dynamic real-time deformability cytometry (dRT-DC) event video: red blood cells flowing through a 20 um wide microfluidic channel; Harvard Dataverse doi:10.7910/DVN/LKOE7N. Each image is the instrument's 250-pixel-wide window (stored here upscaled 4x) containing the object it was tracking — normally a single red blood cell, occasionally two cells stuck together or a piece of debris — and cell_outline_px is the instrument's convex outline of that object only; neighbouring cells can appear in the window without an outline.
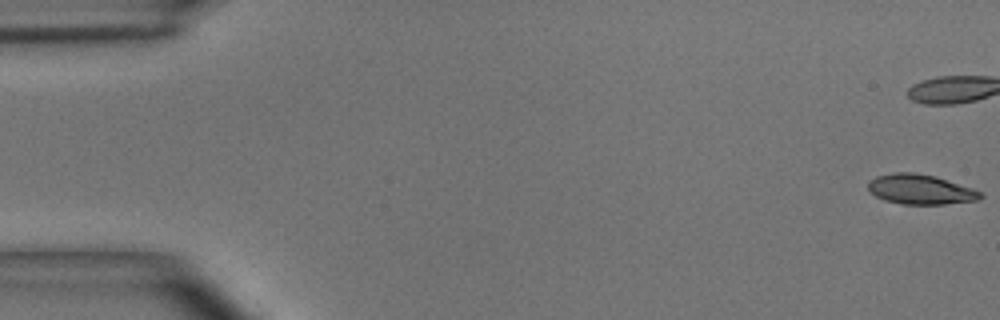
{"species": "common noctule bat (a hibernating species)", "species_latin": "Nyctalus noctula", "temperature_condition": "room temperature", "stored_images_in_passage": 4, "camera_frame_rate_fps": 3000, "um_per_image_px": 0.085, "animal": {"sex": "male", "body_mass_g": 15.6}, "frame": {"image": 1, "passage_image": 1, "time_ms": 0.0, "image_size_px": [1000, 320], "cell_outline_px": [[984, 196], [980, 200], [944, 204], [904, 204], [884, 200], [876, 196], [868, 188], [868, 180], [876, 176], [896, 172], [912, 172], [936, 176], [972, 188], [980, 192]], "centroid_in_image_um": [78.25, 16.09], "position_along_channel_um": 6.8, "area_um2": 19.54}}